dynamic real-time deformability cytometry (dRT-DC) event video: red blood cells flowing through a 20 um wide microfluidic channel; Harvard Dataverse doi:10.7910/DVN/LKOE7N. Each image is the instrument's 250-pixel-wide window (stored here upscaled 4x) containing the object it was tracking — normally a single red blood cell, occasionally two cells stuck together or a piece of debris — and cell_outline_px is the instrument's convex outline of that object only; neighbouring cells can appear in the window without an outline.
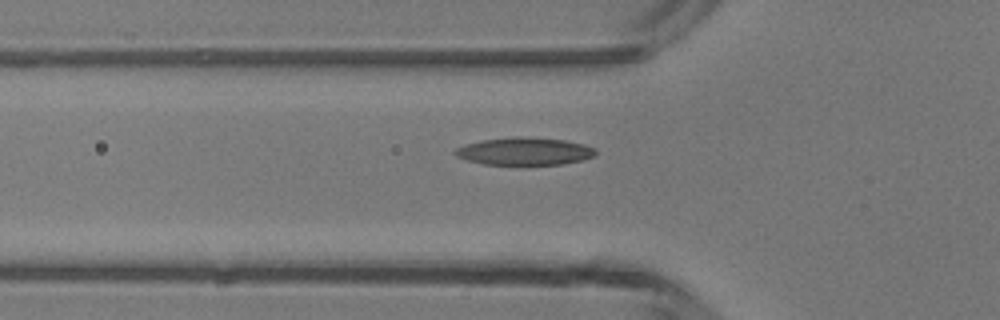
{"species": "common noctule bat (a hibernating species)", "species_latin": "Nyctalus noctula", "temperature_condition": "room temperature", "stored_images_in_passage": 4, "camera_frame_rate_fps": 3000, "um_per_image_px": 0.085, "animal": {"sex": "male", "body_mass_g": 13.3}, "frame": {"image": 1, "passage_image": 4, "time_ms": 3.333, "image_size_px": [1000, 320], "cell_outline_px": [[596, 152], [592, 156], [580, 160], [560, 164], [484, 164], [468, 160], [456, 156], [452, 152], [456, 148], [464, 144], [480, 140], [520, 136], [564, 140], [584, 144], [596, 148]], "centroid_in_image_um": [44.54, 12.85], "position_along_channel_um": 81.3, "area_um2": 22.37}}